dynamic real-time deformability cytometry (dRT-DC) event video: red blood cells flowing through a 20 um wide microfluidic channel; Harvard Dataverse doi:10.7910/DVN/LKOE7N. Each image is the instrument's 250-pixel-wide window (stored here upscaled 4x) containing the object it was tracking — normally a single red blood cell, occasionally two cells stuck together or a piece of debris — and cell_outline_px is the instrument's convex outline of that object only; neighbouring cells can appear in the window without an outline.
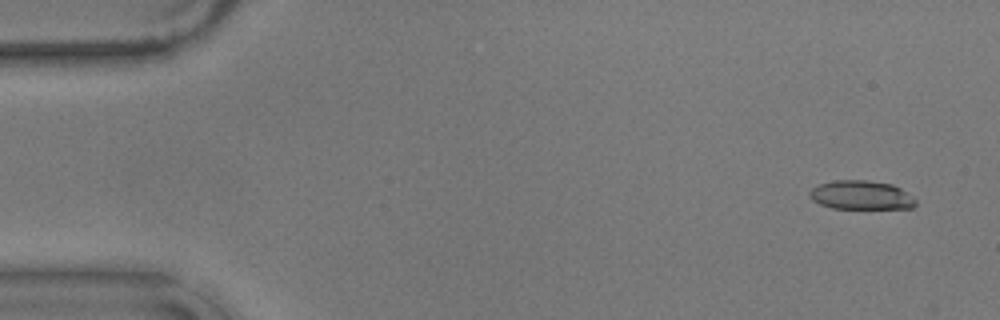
{"species": "common noctule bat (a hibernating species)", "species_latin": "Nyctalus noctula", "temperature_condition": "warm", "stored_images_in_passage": 56, "camera_frame_rate_fps": 3000, "um_per_image_px": 0.085, "animal": {"sex": "male", "body_mass_g": 17.9}, "frame": {"image": 1, "passage_image": 3, "time_ms": 0.667, "image_size_px": [1000, 320], "cell_outline_px": [[916, 204], [912, 208], [832, 208], [820, 204], [812, 200], [808, 196], [808, 192], [812, 188], [820, 184], [836, 180], [868, 180], [892, 184], [900, 188], [912, 196], [916, 200]], "centroid_in_image_um": [73.18, 16.58], "position_along_channel_um": 11.8, "area_um2": 17.86}}
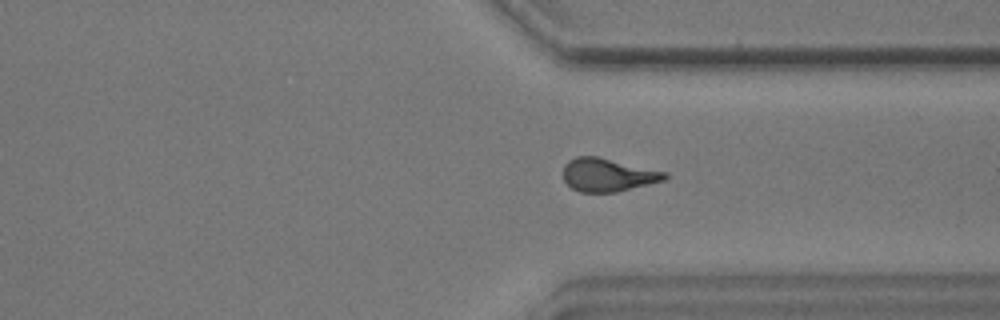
{"frame": {"image": 2, "passage_image": 42, "time_ms": 13.667, "image_size_px": [1000, 320], "cell_outline_px": [[668, 176], [664, 180], [616, 192], [580, 192], [572, 188], [564, 180], [564, 164], [568, 160], [576, 156], [596, 156], [668, 172]], "centroid_in_image_um": [51.65, 14.86], "position_along_channel_um": 359.7, "area_um2": 19.54}}
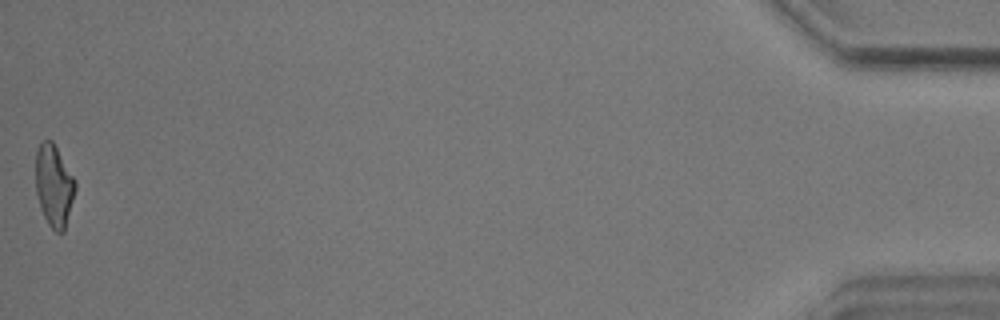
{"frame": {"image": 3, "passage_image": 56, "time_ms": 18.333, "image_size_px": [1000, 320], "cell_outline_px": [[76, 188], [64, 232], [56, 232], [48, 224], [40, 208], [36, 192], [36, 152], [40, 140], [52, 140], [76, 180]], "centroid_in_image_um": [4.58, 15.76], "position_along_channel_um": 430.6, "area_um2": 18.96}, "authors_computed_cell_mechanics": {"area_um2": 19.5364, "velocity_mm_per_s": 3.5972, "shape_relaxation_time_tau1_ms": 9.8429, "shape_relaxation_time_tau2_ms": 1.3297, "deformation_change_tau1": 0.268, "deformation_change_tau2": 0.0882}}